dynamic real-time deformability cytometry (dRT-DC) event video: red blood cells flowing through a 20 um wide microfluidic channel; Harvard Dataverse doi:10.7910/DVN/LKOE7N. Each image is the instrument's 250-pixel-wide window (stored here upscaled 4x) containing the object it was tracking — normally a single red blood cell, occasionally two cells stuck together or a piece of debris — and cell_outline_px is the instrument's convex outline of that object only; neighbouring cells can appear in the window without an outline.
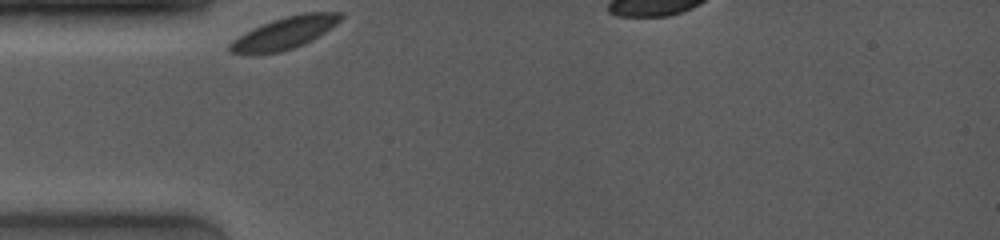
{"species": "common noctule bat (a hibernating species)", "species_latin": "Nyctalus noctula", "temperature_condition": "room temperature", "stored_images_in_passage": 39, "camera_frame_rate_fps": 4000, "um_per_image_px": 0.085, "animal": {"sex": "female", "body_mass_g": 19.0, "forearm_length_mm": 53.3}, "frame": {"image": 1, "passage_image": 1, "time_ms": 0.0, "image_size_px": [1000, 240], "cell_outline_px": [[344, 16], [336, 24], [312, 40], [304, 44], [280, 52], [244, 56], [228, 52], [228, 44], [252, 28], [272, 20], [284, 16], [304, 12], [344, 12]], "centroid_in_image_um": [24.15, 2.82], "position_along_channel_um": 60.9, "area_um2": 20.98}}
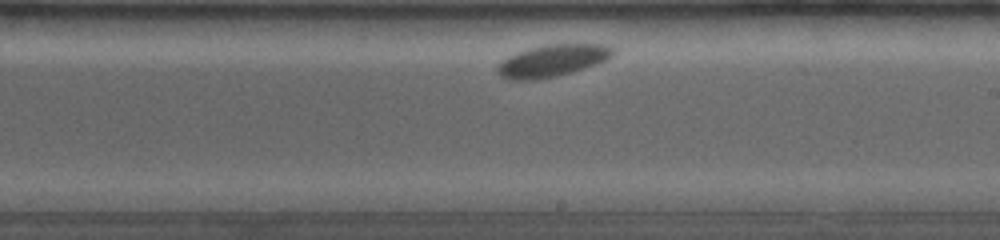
{"frame": {"image": 2, "passage_image": 22, "time_ms": 5.25, "image_size_px": [1000, 240], "cell_outline_px": [[616, 52], [608, 60], [572, 72], [556, 76], [532, 80], [508, 80], [500, 76], [496, 72], [496, 64], [508, 56], [516, 52], [544, 44], [608, 44], [616, 48]], "centroid_in_image_um": [46.95, 5.15], "position_along_channel_um": 242.0, "area_um2": 21.96}}
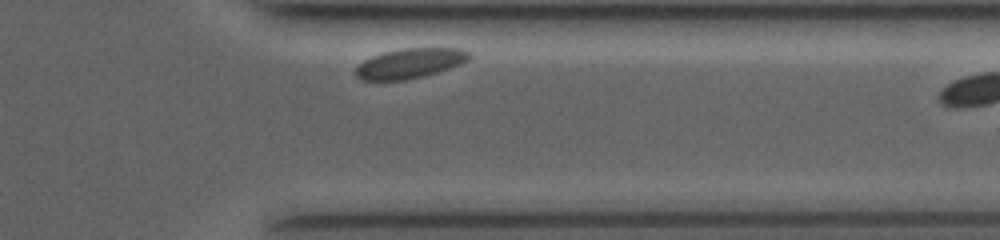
{"frame": {"image": 3, "passage_image": 37, "time_ms": 9.0, "image_size_px": [1000, 240], "cell_outline_px": [[472, 56], [468, 60], [460, 64], [424, 76], [404, 80], [360, 80], [356, 76], [356, 68], [364, 60], [372, 56], [384, 52], [404, 48], [460, 48], [472, 52]], "centroid_in_image_um": [34.87, 5.37], "position_along_channel_um": 376.5, "area_um2": 19.71}}